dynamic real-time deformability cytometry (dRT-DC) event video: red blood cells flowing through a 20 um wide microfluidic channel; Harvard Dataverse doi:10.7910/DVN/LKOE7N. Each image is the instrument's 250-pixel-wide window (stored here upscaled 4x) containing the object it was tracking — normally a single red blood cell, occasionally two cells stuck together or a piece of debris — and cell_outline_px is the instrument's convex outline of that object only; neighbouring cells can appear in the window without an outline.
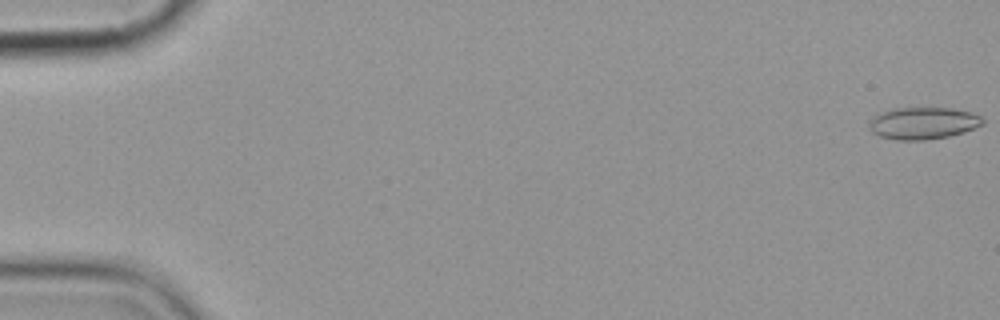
{"species": "common noctule bat (a hibernating species)", "species_latin": "Nyctalus noctula", "temperature_condition": "cold", "stored_images_in_passage": 4, "camera_frame_rate_fps": 3000, "um_per_image_px": 0.085, "animal": {"sex": "female", "body_mass_g": 19.9}, "frame": {"image": 1, "passage_image": 1, "time_ms": 0.0, "image_size_px": [1000, 320], "cell_outline_px": [[984, 124], [964, 132], [948, 136], [924, 140], [896, 140], [880, 136], [872, 132], [868, 128], [872, 116], [876, 112], [888, 108], [952, 108], [972, 112], [980, 116], [984, 120]], "centroid_in_image_um": [78.42, 10.45], "position_along_channel_um": 6.6, "area_um2": 21.5}}